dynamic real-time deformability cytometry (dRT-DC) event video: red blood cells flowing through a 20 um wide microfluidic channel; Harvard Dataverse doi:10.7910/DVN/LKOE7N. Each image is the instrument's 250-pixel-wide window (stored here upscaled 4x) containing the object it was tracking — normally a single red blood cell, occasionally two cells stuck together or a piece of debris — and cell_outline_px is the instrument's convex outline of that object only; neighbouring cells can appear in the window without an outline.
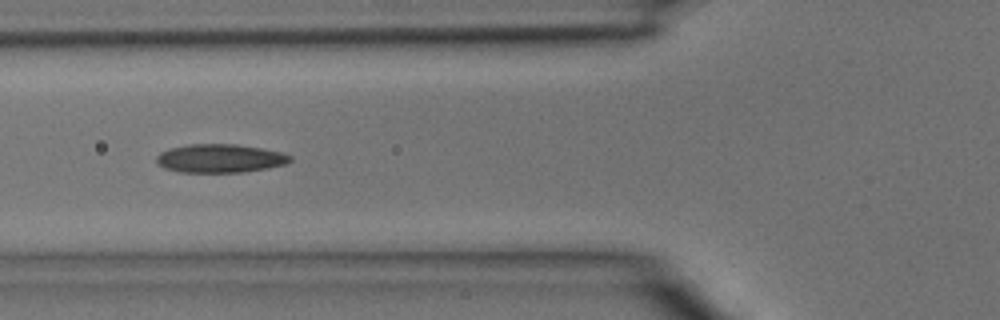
{"species": "common noctule bat (a hibernating species)", "species_latin": "Nyctalus noctula", "temperature_condition": "room temperature", "stored_images_in_passage": 4, "camera_frame_rate_fps": 3000, "um_per_image_px": 0.085, "animal": {"sex": "male", "body_mass_g": 15.6}, "frame": {"image": 1, "passage_image": 4, "time_ms": 1.0, "image_size_px": [1000, 320], "cell_outline_px": [[292, 160], [284, 164], [268, 168], [240, 172], [180, 172], [164, 168], [156, 164], [156, 156], [160, 152], [168, 148], [188, 144], [236, 144], [260, 148], [280, 152], [292, 156]], "centroid_in_image_um": [18.65, 13.46], "position_along_channel_um": 107.2, "area_um2": 22.25}}